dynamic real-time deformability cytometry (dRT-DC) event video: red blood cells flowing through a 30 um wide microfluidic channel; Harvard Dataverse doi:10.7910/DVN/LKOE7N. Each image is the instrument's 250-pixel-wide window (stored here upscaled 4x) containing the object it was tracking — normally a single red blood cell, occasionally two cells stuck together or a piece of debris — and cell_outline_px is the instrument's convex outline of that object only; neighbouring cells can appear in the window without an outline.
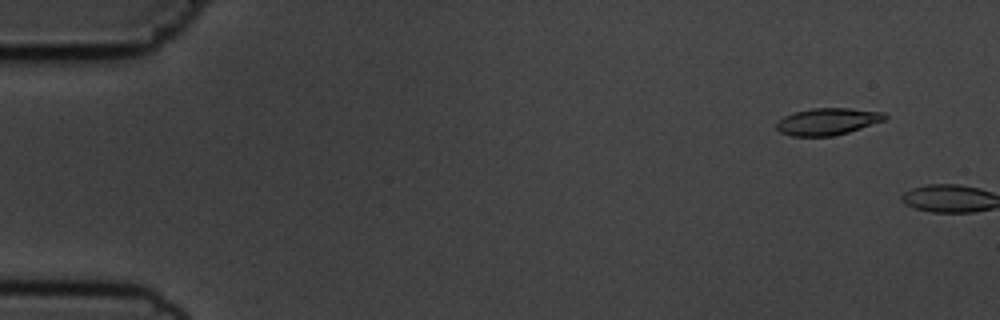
{"species": "common noctule bat (a hibernating species)", "species_latin": "Nyctalus noctula", "temperature_condition": "cold", "stored_images_in_passage": 2, "camera_frame_rate_fps": 3000, "um_per_image_px": 0.085, "animal": {"sex": "male", "body_mass_g": 19.5, "forearm_length_mm": 54.6}, "frame": {"image": 1, "passage_image": 1, "time_ms": 0.0, "image_size_px": [1000, 320], "cell_outline_px": [[888, 116], [884, 120], [848, 132], [832, 136], [792, 136], [780, 132], [776, 128], [776, 120], [792, 112], [812, 108], [848, 108], [884, 112]], "centroid_in_image_um": [70.29, 10.32], "position_along_channel_um": 14.7, "area_um2": 17.05}}